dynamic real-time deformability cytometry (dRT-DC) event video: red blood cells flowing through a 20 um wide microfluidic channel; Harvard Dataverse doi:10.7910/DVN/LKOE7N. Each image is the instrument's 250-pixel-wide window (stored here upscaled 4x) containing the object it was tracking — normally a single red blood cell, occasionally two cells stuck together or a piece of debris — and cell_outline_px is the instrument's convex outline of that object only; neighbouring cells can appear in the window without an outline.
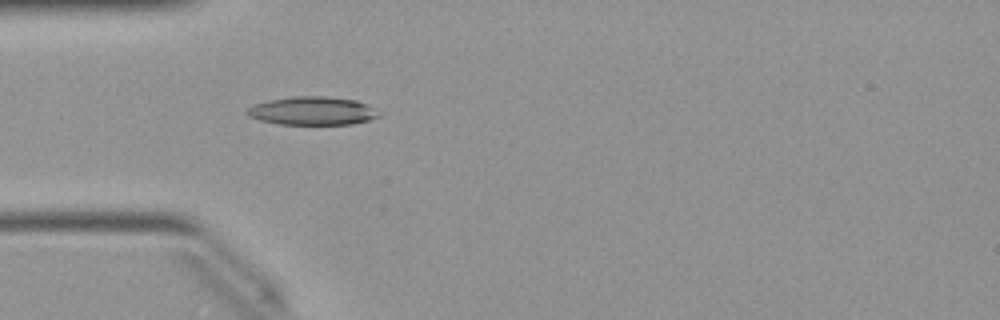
{"species": "Egyptian fruit bat (a non-hibernating species)", "species_latin": "Rousettus aegyptiacus", "temperature_condition": "warm", "stored_images_in_passage": 36, "camera_frame_rate_fps": 3000, "um_per_image_px": 0.085, "animal": {"sex": "female"}, "frame": {"image": 1, "passage_image": 1, "time_ms": 0.0, "image_size_px": [1000, 320], "cell_outline_px": [[380, 116], [368, 120], [352, 124], [280, 124], [260, 120], [248, 116], [244, 112], [252, 104], [268, 100], [292, 96], [328, 96], [356, 100], [368, 104]], "centroid_in_image_um": [26.5, 9.41], "position_along_channel_um": 58.5, "area_um2": 21.79}}
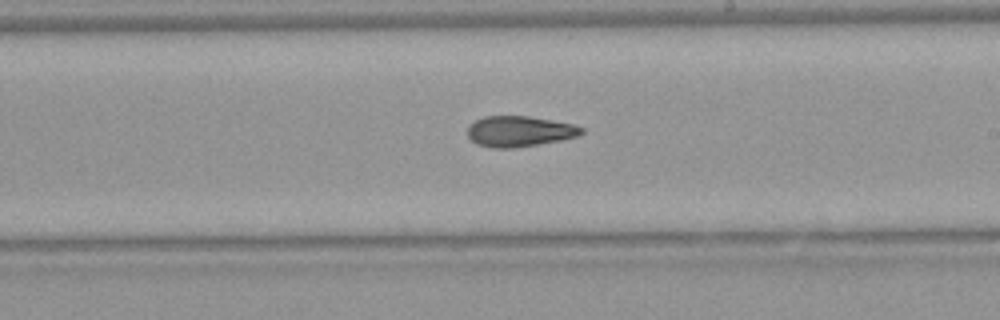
{"frame": {"image": 2, "passage_image": 15, "time_ms": 4.667, "image_size_px": [1000, 320], "cell_outline_px": [[584, 132], [576, 136], [560, 140], [512, 148], [492, 148], [476, 144], [468, 136], [468, 124], [484, 116], [528, 116], [572, 124], [584, 128]], "centroid_in_image_um": [44.11, 11.16], "position_along_channel_um": 244.9, "area_um2": 20.17}}
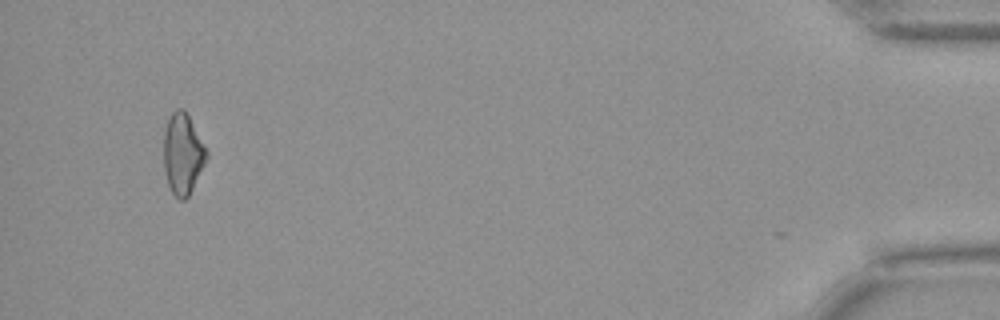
{"frame": {"image": 3, "passage_image": 34, "time_ms": 11.0, "image_size_px": [1000, 320], "cell_outline_px": [[208, 156], [188, 196], [184, 200], [180, 200], [172, 192], [168, 184], [164, 172], [164, 128], [172, 112], [176, 108], [184, 108], [208, 152]], "centroid_in_image_um": [15.51, 13.06], "position_along_channel_um": 419.7, "area_um2": 19.94}, "authors_computed_cell_mechanics": {"area_um2": 20.3456, "velocity_mm_per_s": 4.049, "shape_relaxation_time_tau1_ms": 5.0508, "shape_relaxation_time_tau2_ms": 5.5154, "deformation_change_tau1": 0.1653, "deformation_change_tau2": 0.1614}}